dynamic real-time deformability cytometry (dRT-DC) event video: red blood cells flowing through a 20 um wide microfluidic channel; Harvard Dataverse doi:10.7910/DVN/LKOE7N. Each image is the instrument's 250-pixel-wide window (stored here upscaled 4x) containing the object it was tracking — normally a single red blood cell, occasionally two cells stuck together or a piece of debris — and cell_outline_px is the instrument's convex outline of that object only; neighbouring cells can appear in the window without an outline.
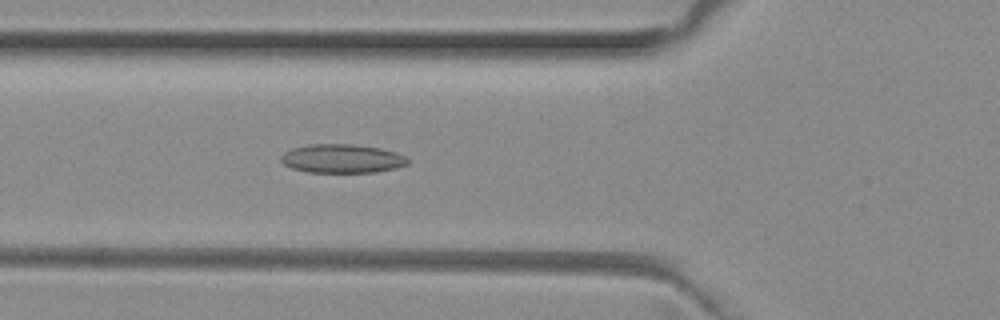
{"species": "common noctule bat (a hibernating species)", "species_latin": "Nyctalus noctula", "temperature_condition": "room temperature", "stored_images_in_passage": 48, "camera_frame_rate_fps": 3000, "um_per_image_px": 0.085, "animal": {"sex": "female", "body_mass_g": 29.2, "forearm_length_mm": 56.3}, "frame": {"image": 1, "passage_image": 18, "time_ms": 5.667, "image_size_px": [1000, 320], "cell_outline_px": [[408, 164], [396, 168], [376, 172], [308, 172], [292, 168], [284, 164], [280, 160], [280, 156], [284, 152], [292, 148], [308, 144], [352, 144], [380, 148], [396, 152], [404, 156], [408, 160]], "centroid_in_image_um": [29.05, 13.48], "position_along_channel_um": 96.7, "area_um2": 21.27}}
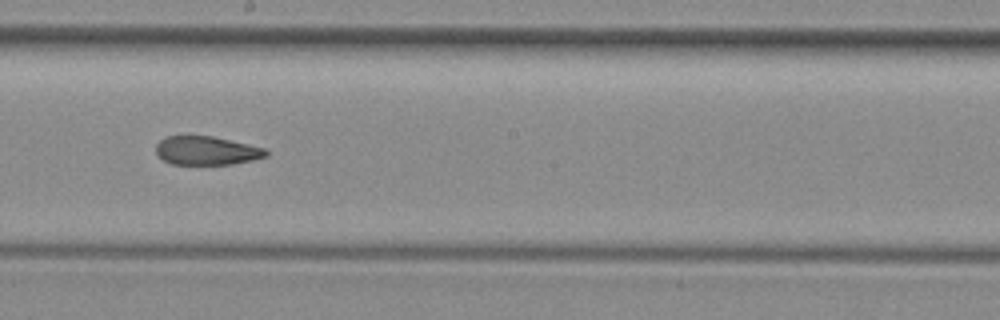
{"frame": {"image": 2, "passage_image": 28, "time_ms": 9.0, "image_size_px": [1000, 320], "cell_outline_px": [[268, 156], [252, 160], [232, 164], [172, 164], [164, 160], [156, 152], [156, 144], [164, 136], [212, 136], [248, 144], [264, 148], [268, 152]], "centroid_in_image_um": [17.55, 12.8], "position_along_channel_um": 230.6, "area_um2": 18.26}}
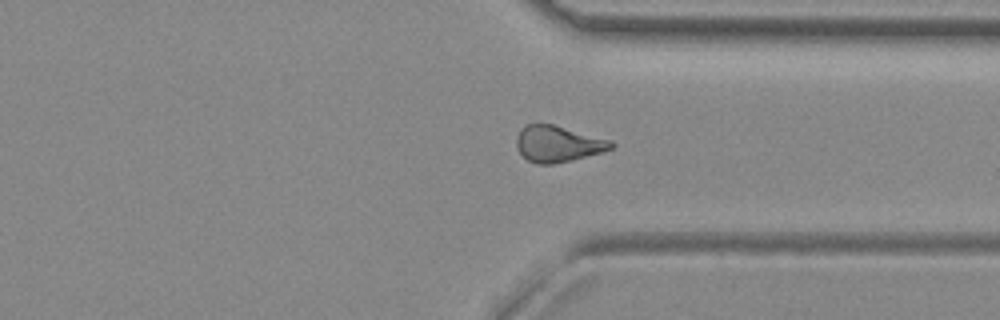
{"frame": {"image": 3, "passage_image": 38, "time_ms": 12.333, "image_size_px": [1000, 320], "cell_outline_px": [[616, 144], [612, 148], [600, 152], [572, 160], [552, 164], [536, 164], [528, 160], [516, 148], [516, 136], [520, 128], [528, 124], [552, 124], [612, 140]], "centroid_in_image_um": [47.4, 12.22], "position_along_channel_um": 364.0, "area_um2": 19.94}}